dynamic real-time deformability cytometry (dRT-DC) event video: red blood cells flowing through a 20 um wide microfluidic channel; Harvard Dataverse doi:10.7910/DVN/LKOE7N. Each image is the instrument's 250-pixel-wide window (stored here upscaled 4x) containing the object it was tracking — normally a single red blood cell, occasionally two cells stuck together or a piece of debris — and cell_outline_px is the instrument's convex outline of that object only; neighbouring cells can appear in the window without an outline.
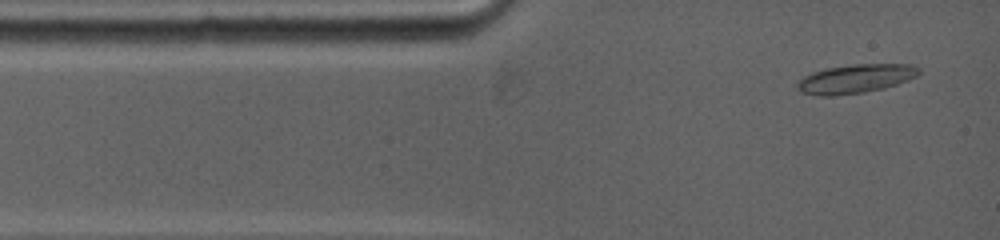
{"species": "common noctule bat (a hibernating species)", "species_latin": "Nyctalus noctula", "temperature_condition": "warm", "stored_images_in_passage": 9, "camera_frame_rate_fps": 5000, "um_per_image_px": 0.085, "animal": {"sex": "female", "body_mass_g": 19.0, "forearm_length_mm": 53.3}, "frame": {"image": 1, "passage_image": 1, "time_ms": 0.0, "image_size_px": [1000, 240], "cell_outline_px": [[920, 72], [916, 76], [908, 80], [884, 88], [864, 92], [832, 96], [820, 96], [800, 92], [796, 88], [796, 84], [804, 76], [812, 72], [828, 68], [852, 64], [912, 64], [920, 68]], "centroid_in_image_um": [72.71, 6.69], "position_along_channel_um": 12.3, "area_um2": 20.46}}
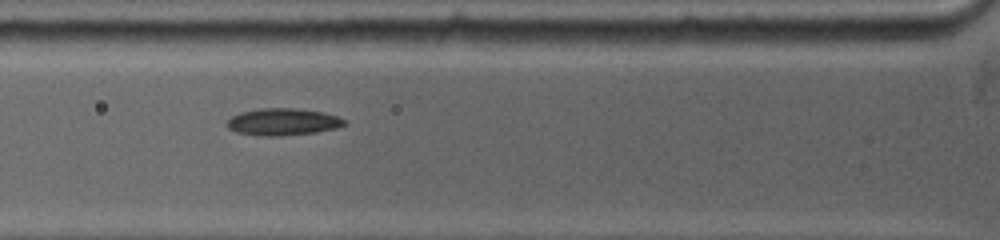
{"frame": {"image": 2, "passage_image": 7, "time_ms": 3.2, "image_size_px": [1000, 240], "cell_outline_px": [[348, 124], [336, 128], [316, 132], [280, 136], [260, 136], [236, 132], [228, 128], [224, 124], [232, 116], [240, 112], [260, 108], [296, 108], [324, 112], [336, 116], [344, 120]], "centroid_in_image_um": [24.02, 10.36], "position_along_channel_um": 101.8, "area_um2": 18.61}}
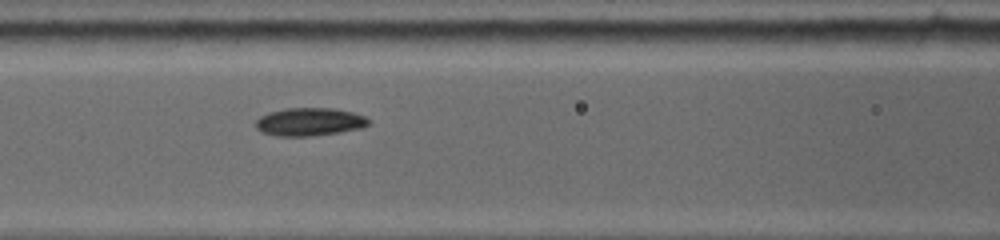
{"frame": {"image": 3, "passage_image": 9, "time_ms": 4.2, "image_size_px": [1000, 240], "cell_outline_px": [[372, 120], [364, 128], [340, 132], [312, 136], [276, 136], [260, 132], [256, 128], [256, 120], [260, 116], [268, 112], [284, 108], [332, 108], [352, 112], [364, 116]], "centroid_in_image_um": [26.3, 10.36], "position_along_channel_um": 140.3, "area_um2": 18.67}}